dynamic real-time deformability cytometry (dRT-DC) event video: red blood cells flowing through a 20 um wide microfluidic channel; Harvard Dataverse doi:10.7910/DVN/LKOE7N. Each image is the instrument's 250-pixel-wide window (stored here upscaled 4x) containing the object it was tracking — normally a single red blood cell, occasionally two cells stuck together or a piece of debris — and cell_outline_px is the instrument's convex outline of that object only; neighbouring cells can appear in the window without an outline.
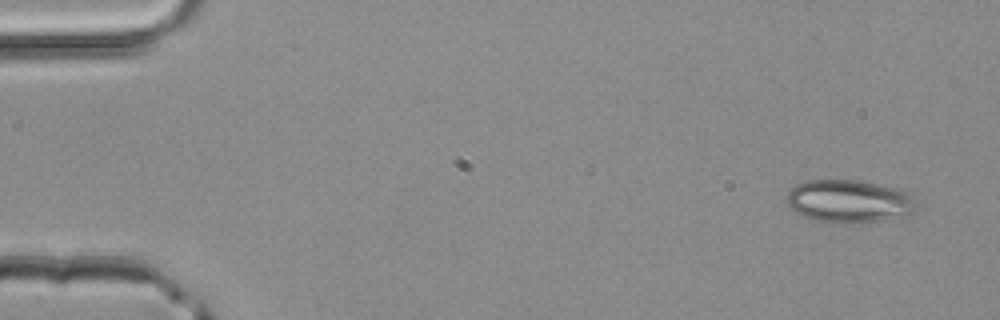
{"species": "common noctule bat (a hibernating species)", "species_latin": "Nyctalus noctula", "temperature_condition": "room temperature", "stored_images_in_passage": 3, "camera_frame_rate_fps": 3000, "um_per_image_px": 0.085, "animal": {"sex": "male", "body_mass_g": 20.4}, "frame": {"image": 1, "passage_image": 1, "time_ms": 0.0, "image_size_px": [1000, 320], "cell_outline_px": [[916, 212], [912, 216], [884, 220], [852, 224], [848, 224], [816, 220], [804, 216], [796, 212], [784, 200], [788, 192], [796, 184], [804, 180], [856, 180], [900, 188], [912, 196], [916, 200]], "centroid_in_image_um": [72.23, 17.11], "position_along_channel_um": 12.8, "area_um2": 33.0}}